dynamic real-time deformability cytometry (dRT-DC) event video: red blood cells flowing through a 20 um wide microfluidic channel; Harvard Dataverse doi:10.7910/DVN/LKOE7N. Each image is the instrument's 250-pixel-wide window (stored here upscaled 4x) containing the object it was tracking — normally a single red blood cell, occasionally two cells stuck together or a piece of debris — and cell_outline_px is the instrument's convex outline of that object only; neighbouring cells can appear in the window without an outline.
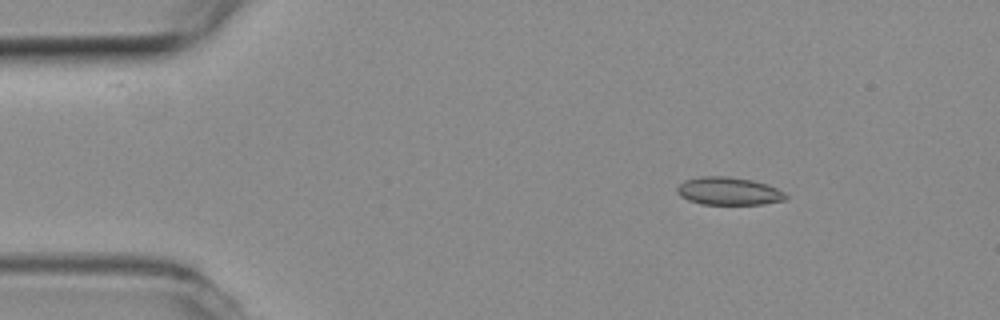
{"species": "common noctule bat (a hibernating species)", "species_latin": "Nyctalus noctula", "temperature_condition": "room temperature", "stored_images_in_passage": 4, "camera_frame_rate_fps": 3000, "um_per_image_px": 0.085, "animal": {"sex": "female", "body_mass_g": 19.3, "forearm_length_mm": 54.1}, "frame": {"image": 1, "passage_image": 1, "time_ms": 0.0, "image_size_px": [1000, 320], "cell_outline_px": [[788, 200], [764, 204], [700, 204], [688, 200], [680, 196], [676, 192], [676, 188], [684, 180], [700, 176], [728, 176], [752, 180], [776, 188], [784, 192], [788, 196]], "centroid_in_image_um": [61.93, 16.25], "position_along_channel_um": 23.1, "area_um2": 17.74}}
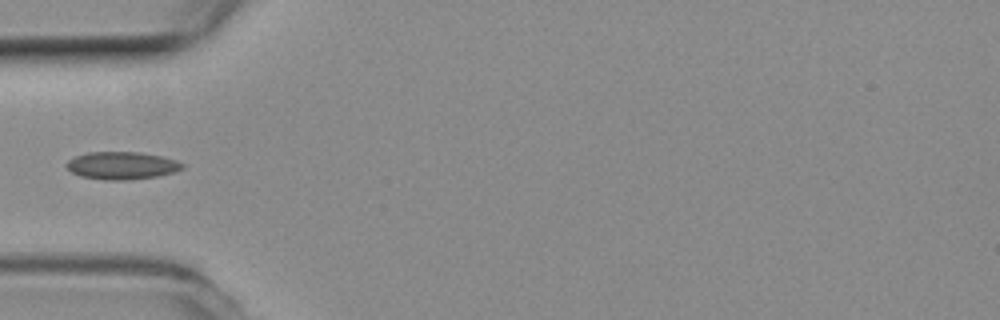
{"frame": {"image": 2, "passage_image": 3, "time_ms": 0.667, "image_size_px": [1000, 320], "cell_outline_px": [[184, 168], [172, 172], [156, 176], [128, 180], [104, 180], [80, 176], [72, 172], [68, 168], [68, 160], [76, 156], [88, 152], [140, 152], [160, 156], [176, 160], [184, 164]], "centroid_in_image_um": [10.36, 14.07], "position_along_channel_um": 74.6, "area_um2": 18.44}}
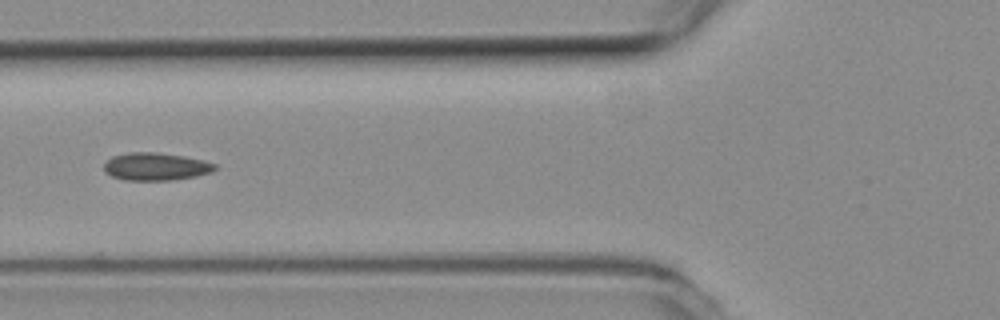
{"frame": {"image": 3, "passage_image": 4, "time_ms": 1.0, "image_size_px": [1000, 320], "cell_outline_px": [[216, 168], [212, 172], [196, 176], [172, 180], [124, 180], [112, 176], [104, 172], [104, 164], [112, 156], [128, 152], [156, 152], [184, 156], [204, 160], [216, 164]], "centroid_in_image_um": [13.24, 14.15], "position_along_channel_um": 112.6, "area_um2": 17.98}}